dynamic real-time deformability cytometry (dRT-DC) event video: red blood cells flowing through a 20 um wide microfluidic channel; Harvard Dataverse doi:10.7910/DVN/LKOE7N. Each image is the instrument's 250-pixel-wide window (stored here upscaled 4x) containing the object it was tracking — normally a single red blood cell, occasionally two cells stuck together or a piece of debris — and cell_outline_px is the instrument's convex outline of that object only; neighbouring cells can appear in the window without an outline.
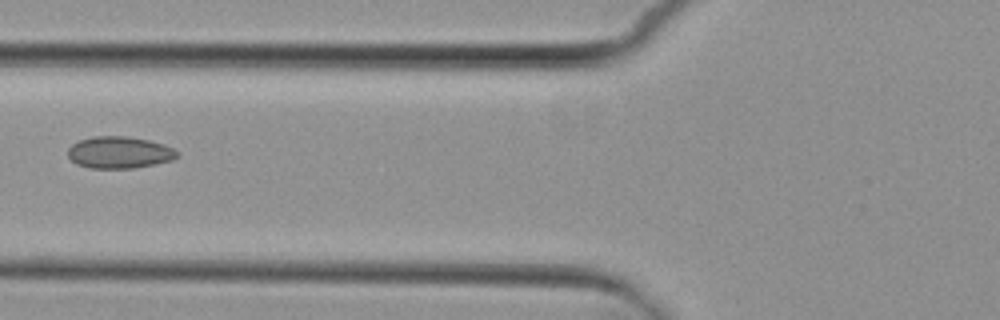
{"species": "common noctule bat (a hibernating species)", "species_latin": "Nyctalus noctula", "temperature_condition": "cold", "stored_images_in_passage": 7, "camera_frame_rate_fps": 3000, "um_per_image_px": 0.085, "animal": {"sex": "female", "body_mass_g": 29.2, "forearm_length_mm": 56.3}, "frame": {"image": 1, "passage_image": 6, "time_ms": 7.0, "image_size_px": [1000, 320], "cell_outline_px": [[176, 156], [172, 160], [132, 168], [88, 168], [76, 164], [68, 156], [68, 148], [72, 144], [80, 140], [92, 136], [128, 136], [148, 140], [164, 144], [172, 148], [176, 152]], "centroid_in_image_um": [10.09, 12.95], "position_along_channel_um": 115.7, "area_um2": 20.11}}
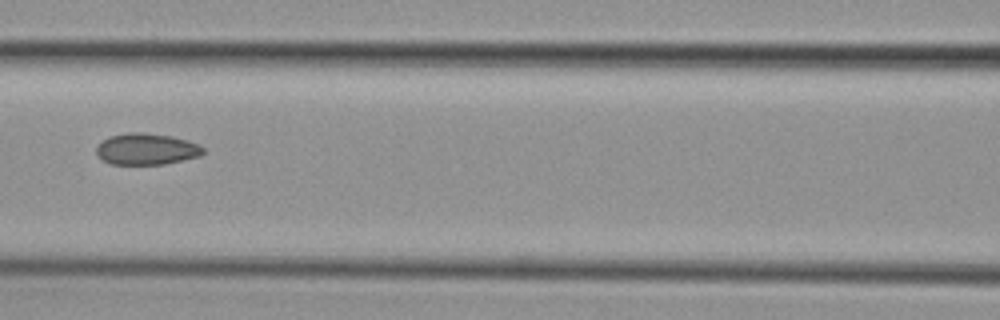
{"frame": {"image": 2, "passage_image": 7, "time_ms": 8.0, "image_size_px": [1000, 320], "cell_outline_px": [[204, 152], [200, 156], [164, 164], [112, 164], [100, 160], [96, 156], [96, 148], [104, 140], [112, 136], [128, 132], [140, 132], [172, 136], [188, 140], [200, 144], [204, 148]], "centroid_in_image_um": [12.46, 12.67], "position_along_channel_um": 154.1, "area_um2": 19.59}}